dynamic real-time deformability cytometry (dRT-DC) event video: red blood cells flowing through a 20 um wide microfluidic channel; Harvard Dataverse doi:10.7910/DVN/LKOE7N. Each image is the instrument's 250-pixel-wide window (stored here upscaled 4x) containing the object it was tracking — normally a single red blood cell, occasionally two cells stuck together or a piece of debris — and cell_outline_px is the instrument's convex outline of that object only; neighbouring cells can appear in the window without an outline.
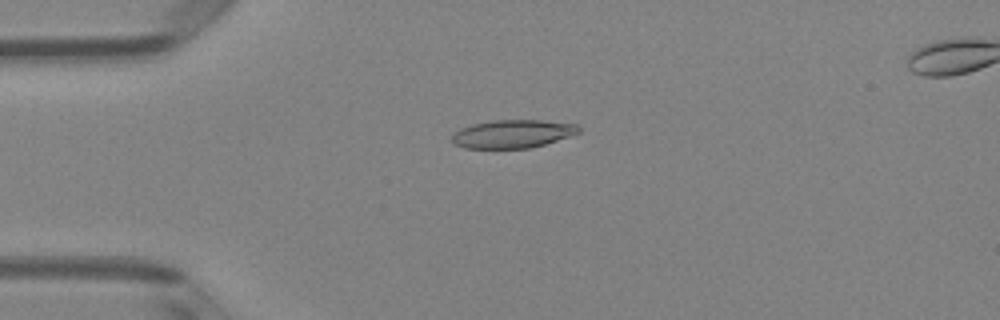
{"species": "Egyptian fruit bat (a non-hibernating species)", "species_latin": "Rousettus aegyptiacus", "temperature_condition": "room temperature", "stored_images_in_passage": 51, "camera_frame_rate_fps": 3000, "um_per_image_px": 0.085, "animal": {"sex": "female"}, "frame": {"image": 1, "passage_image": 13, "time_ms": 4.0, "image_size_px": [1000, 320], "cell_outline_px": [[580, 132], [532, 148], [464, 148], [452, 144], [452, 136], [460, 128], [472, 124], [492, 120], [544, 120], [576, 124], [580, 128]], "centroid_in_image_um": [43.54, 11.37], "position_along_channel_um": 41.5, "area_um2": 20.81}}
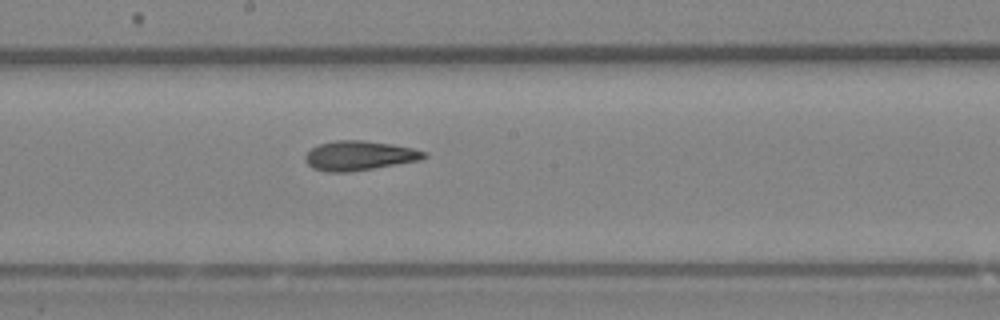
{"frame": {"image": 2, "passage_image": 28, "time_ms": 9.0, "image_size_px": [1000, 320], "cell_outline_px": [[428, 156], [420, 160], [348, 172], [324, 172], [312, 168], [304, 160], [304, 156], [312, 148], [320, 144], [336, 140], [364, 140], [392, 144], [412, 148], [424, 152]], "centroid_in_image_um": [30.5, 13.23], "position_along_channel_um": 217.7, "area_um2": 20.29}}
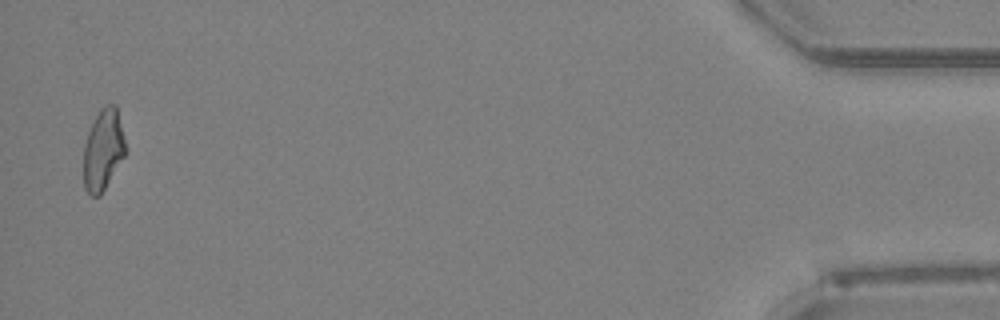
{"frame": {"image": 3, "passage_image": 50, "time_ms": 16.333, "image_size_px": [1000, 320], "cell_outline_px": [[124, 156], [100, 196], [92, 196], [84, 188], [84, 144], [88, 132], [100, 108], [104, 104], [116, 104], [124, 140]], "centroid_in_image_um": [8.74, 12.72], "position_along_channel_um": 426.5, "area_um2": 19.42}, "authors_computed_cell_mechanics": {"area_um2": 20.2878, "velocity_mm_per_s": 4.0437, "shape_relaxation_time_tau1_ms": 5.51, "shape_relaxation_time_tau2_ms": 2.2412, "deformation_change_tau1": 0.1717, "deformation_change_tau2": 0.1121}}